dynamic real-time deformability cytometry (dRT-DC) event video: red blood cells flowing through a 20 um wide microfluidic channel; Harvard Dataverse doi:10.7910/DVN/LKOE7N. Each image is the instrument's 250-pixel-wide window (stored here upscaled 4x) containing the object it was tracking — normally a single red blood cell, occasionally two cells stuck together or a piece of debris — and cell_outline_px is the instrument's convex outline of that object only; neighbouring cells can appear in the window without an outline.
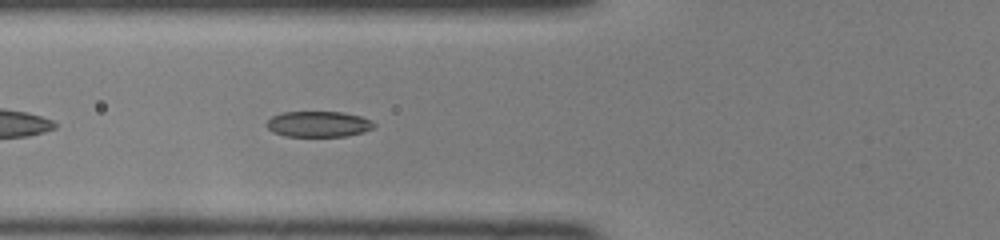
{"species": "common noctule bat (a hibernating species)", "species_latin": "Nyctalus noctula", "temperature_condition": "room temperature", "stored_images_in_passage": 36, "camera_frame_rate_fps": 3000, "um_per_image_px": 0.085, "animal": {"sex": "female", "body_mass_g": 22.0, "forearm_length_mm": 56.7}, "frame": {"image": 1, "passage_image": 6, "time_ms": 1.667, "image_size_px": [1000, 240], "cell_outline_px": [[376, 124], [372, 128], [364, 132], [348, 136], [284, 136], [272, 132], [268, 128], [268, 120], [272, 116], [284, 112], [344, 112], [360, 116], [372, 120]], "centroid_in_image_um": [27.1, 10.55], "position_along_channel_um": 98.7, "area_um2": 16.13}}
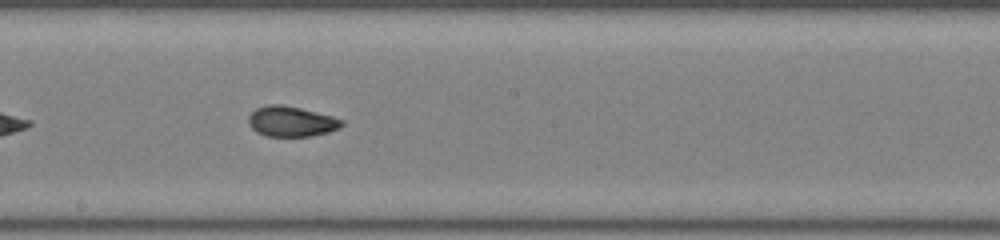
{"frame": {"image": 2, "passage_image": 15, "time_ms": 4.667, "image_size_px": [1000, 240], "cell_outline_px": [[344, 124], [340, 128], [328, 132], [308, 136], [268, 136], [256, 132], [248, 124], [248, 116], [256, 108], [268, 104], [280, 104], [300, 108], [332, 116], [344, 120]], "centroid_in_image_um": [24.75, 10.32], "position_along_channel_um": 223.4, "area_um2": 16.47}}
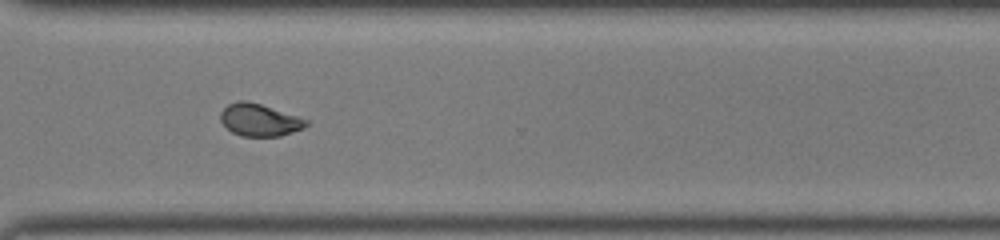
{"frame": {"image": 3, "passage_image": 24, "time_ms": 7.667, "image_size_px": [1000, 240], "cell_outline_px": [[308, 124], [304, 128], [280, 136], [240, 136], [232, 132], [220, 120], [220, 112], [228, 104], [236, 100], [248, 100], [308, 120]], "centroid_in_image_um": [22.02, 10.19], "position_along_channel_um": 348.6, "area_um2": 16.01}, "authors_computed_cell_mechanics": {"area_um2": 16.2418, "velocity_mm_per_s": 4.1633, "shape_relaxation_time_tau1_ms": 4.6949, "shape_relaxation_time_tau2_ms": 1.2051, "deformation_change_tau1": 0.1683, "deformation_change_tau2": 0.0611}}